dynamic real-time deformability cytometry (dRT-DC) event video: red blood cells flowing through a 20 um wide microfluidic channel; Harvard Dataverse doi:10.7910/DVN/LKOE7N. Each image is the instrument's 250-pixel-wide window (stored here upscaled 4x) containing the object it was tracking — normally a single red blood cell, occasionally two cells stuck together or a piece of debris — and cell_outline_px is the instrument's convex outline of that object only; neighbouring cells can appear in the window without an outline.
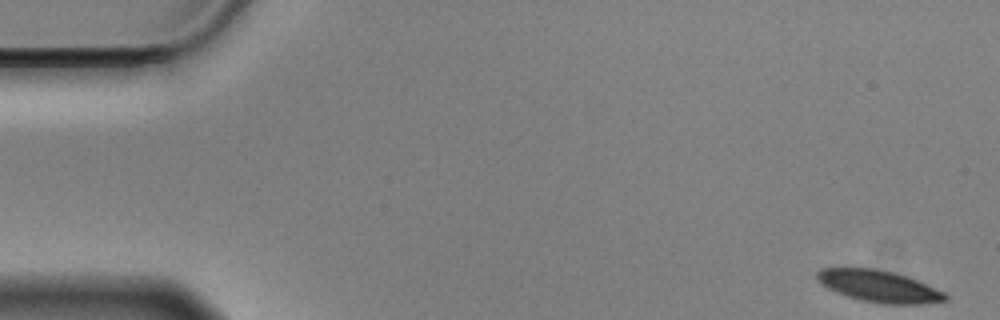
{"species": "Egyptian fruit bat (a non-hibernating species)", "species_latin": "Rousettus aegyptiacus", "temperature_condition": "cold", "stored_images_in_passage": 2, "camera_frame_rate_fps": 3000, "um_per_image_px": 0.085, "animal": {"sex": "male"}, "frame": {"image": 1, "passage_image": 1, "time_ms": 0.0, "image_size_px": [1000, 320], "cell_outline_px": [[948, 300], [920, 304], [884, 304], [860, 300], [836, 292], [820, 284], [816, 280], [816, 272], [824, 268], [876, 268], [908, 276], [944, 292], [948, 296]], "centroid_in_image_um": [74.69, 24.33], "position_along_channel_um": 10.3, "area_um2": 23.76}}